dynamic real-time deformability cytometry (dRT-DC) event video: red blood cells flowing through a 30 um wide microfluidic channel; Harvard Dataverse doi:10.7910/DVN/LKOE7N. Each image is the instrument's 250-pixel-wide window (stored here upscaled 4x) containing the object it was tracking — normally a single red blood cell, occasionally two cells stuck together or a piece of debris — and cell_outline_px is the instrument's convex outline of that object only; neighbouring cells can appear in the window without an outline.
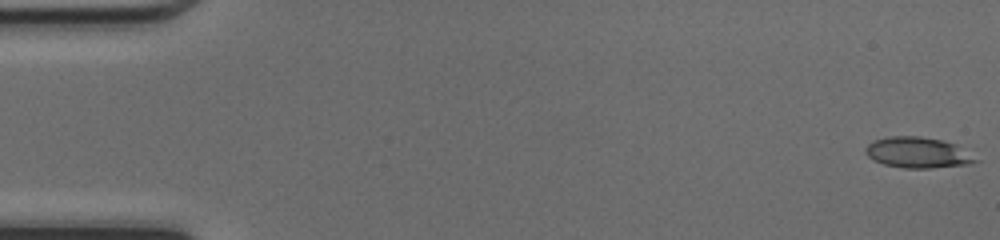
{"species": "common noctule bat (a hibernating species)", "species_latin": "Nyctalus noctula", "temperature_condition": "cold", "stored_images_in_passage": 49, "camera_frame_rate_fps": 3000, "um_per_image_px": 0.085, "animal": {"sex": "female", "body_mass_g": 17.0, "forearm_length_mm": 48.0}, "frame": {"image": 1, "passage_image": 1, "time_ms": 0.0, "image_size_px": [1000, 240], "cell_outline_px": [[980, 160], [968, 164], [928, 168], [904, 168], [884, 164], [872, 160], [868, 156], [864, 148], [868, 144], [876, 140], [888, 136], [920, 136], [940, 140], [956, 144]], "centroid_in_image_um": [77.99, 12.97], "position_along_channel_um": 7.0, "area_um2": 19.59}}
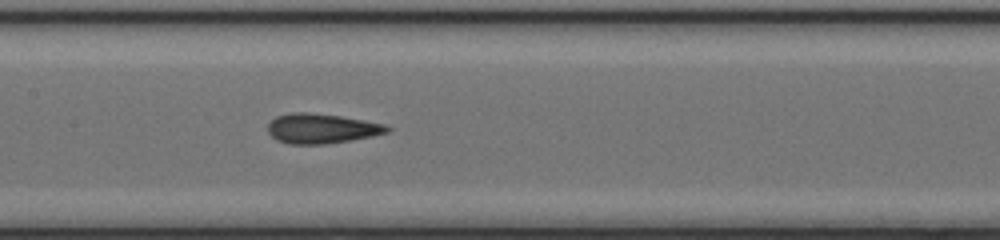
{"frame": {"image": 2, "passage_image": 24, "time_ms": 7.667, "image_size_px": [1000, 240], "cell_outline_px": [[392, 128], [388, 132], [372, 136], [324, 144], [288, 144], [276, 140], [268, 132], [268, 124], [276, 116], [292, 112], [308, 112], [340, 116], [364, 120], [384, 124]], "centroid_in_image_um": [27.31, 10.92], "position_along_channel_um": 180.1, "area_um2": 20.63}}
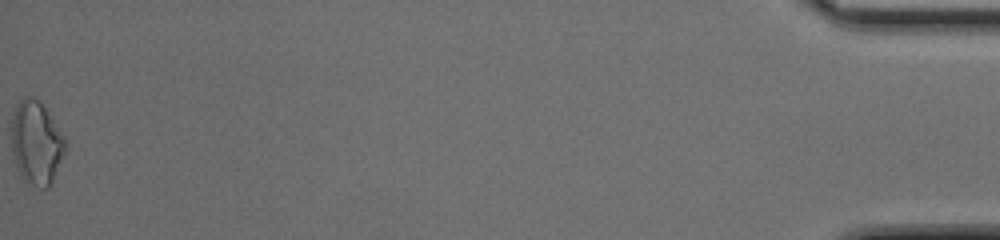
{"frame": {"image": 3, "passage_image": 49, "time_ms": 16.0, "image_size_px": [1000, 240], "cell_outline_px": [[68, 148], [48, 188], [40, 188], [28, 184], [20, 176], [12, 152], [12, 112], [16, 104], [24, 96], [32, 96], [40, 100], [64, 136]], "centroid_in_image_um": [3.09, 12.12], "position_along_channel_um": 432.1, "area_um2": 26.47}, "authors_computed_cell_mechanics": {"area_um2": 19.8832, "velocity_mm_per_s": 4.2931, "shape_relaxation_time_tau1_ms": 4.7935, "shape_relaxation_time_tau2_ms": 1.4384, "deformation_change_tau1": 0.1801, "deformation_change_tau2": 0.1066}}